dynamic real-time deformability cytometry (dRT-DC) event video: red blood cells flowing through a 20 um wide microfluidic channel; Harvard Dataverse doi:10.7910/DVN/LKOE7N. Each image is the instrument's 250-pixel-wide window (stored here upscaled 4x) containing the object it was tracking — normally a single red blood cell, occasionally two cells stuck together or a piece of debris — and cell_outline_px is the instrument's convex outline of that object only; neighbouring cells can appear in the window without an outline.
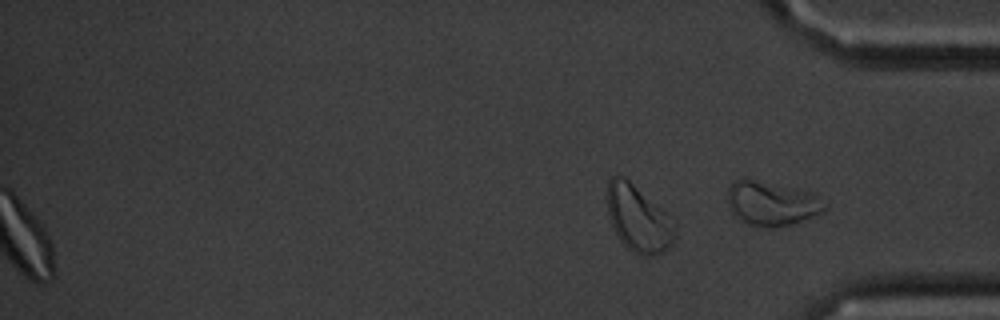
{"species": "common noctule bat (a hibernating species)", "species_latin": "Nyctalus noctula", "temperature_condition": "cold", "stored_images_in_passage": 54, "segment_of_instrument_passage": [2, 2], "camera_frame_rate_fps": 3000, "um_per_image_px": 0.085, "animal": {"sex": "male", "body_mass_g": 20.1, "forearm_length_mm": 53.5}, "frame": {"image": 1, "passage_image": 54, "time_ms": 17.667, "image_size_px": [1000, 320], "cell_outline_px": [[828, 208], [824, 212], [792, 224], [776, 228], [764, 228], [748, 224], [740, 220], [732, 212], [728, 204], [728, 188], [732, 180], [744, 176], [812, 192], [828, 204]], "centroid_in_image_um": [65.59, 17.27], "position_along_channel_um": 369.6, "area_um2": 25.78}}